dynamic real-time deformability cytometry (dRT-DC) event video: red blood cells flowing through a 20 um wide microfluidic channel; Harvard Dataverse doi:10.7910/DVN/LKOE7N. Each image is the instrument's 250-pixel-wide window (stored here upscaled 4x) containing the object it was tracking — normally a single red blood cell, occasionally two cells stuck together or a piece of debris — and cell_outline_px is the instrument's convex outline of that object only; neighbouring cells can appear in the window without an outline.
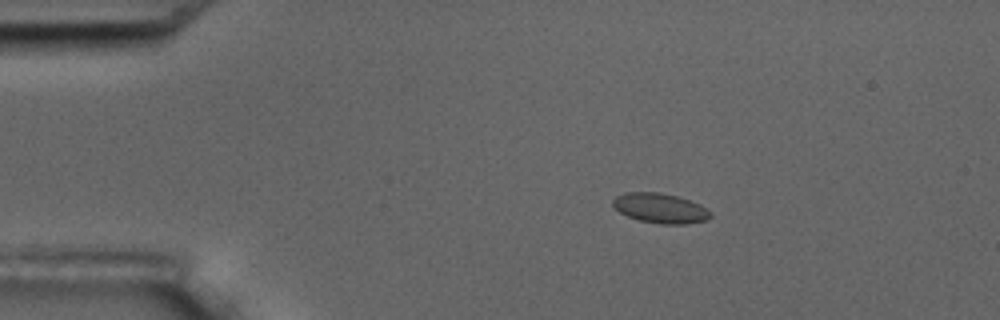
{"species": "common noctule bat (a hibernating species)", "species_latin": "Nyctalus noctula", "temperature_condition": "room temperature", "stored_images_in_passage": 5, "camera_frame_rate_fps": 3000, "um_per_image_px": 0.085, "animal": {"sex": "male", "body_mass_g": 17.5, "forearm_length_mm": 52.3}, "frame": {"image": 1, "passage_image": 3, "time_ms": 2.333, "image_size_px": [1000, 320], "cell_outline_px": [[712, 216], [708, 220], [684, 224], [660, 224], [640, 220], [628, 216], [620, 212], [612, 204], [612, 200], [616, 196], [624, 192], [660, 192], [676, 196], [700, 204], [712, 212]], "centroid_in_image_um": [56.14, 17.69], "position_along_channel_um": 28.9, "area_um2": 16.99}}